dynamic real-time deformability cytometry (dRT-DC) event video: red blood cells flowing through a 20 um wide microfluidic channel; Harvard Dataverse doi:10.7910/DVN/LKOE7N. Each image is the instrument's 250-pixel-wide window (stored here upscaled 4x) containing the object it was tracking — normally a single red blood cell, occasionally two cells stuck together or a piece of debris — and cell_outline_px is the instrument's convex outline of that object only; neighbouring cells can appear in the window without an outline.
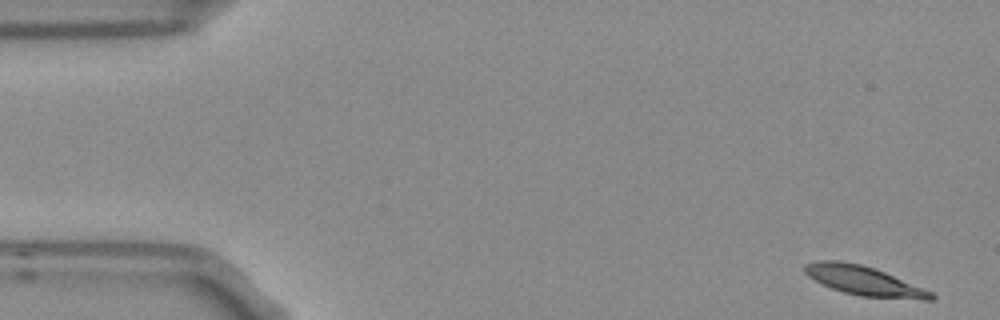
{"species": "Egyptian fruit bat (a non-hibernating species)", "species_latin": "Rousettus aegyptiacus", "temperature_condition": "room temperature", "stored_images_in_passage": 5, "segment_of_instrument_passage": [1, 2], "camera_frame_rate_fps": 3000, "um_per_image_px": 0.085, "frame": {"image": 1, "passage_image": 1, "time_ms": 0.0, "image_size_px": [1000, 320], "cell_outline_px": [[936, 296], [932, 300], [924, 300], [860, 296], [844, 292], [832, 288], [808, 276], [804, 272], [804, 264], [820, 260], [840, 260], [860, 264], [884, 272], [932, 292]], "centroid_in_image_um": [73.42, 23.86], "position_along_channel_um": 11.6, "area_um2": 21.21}}
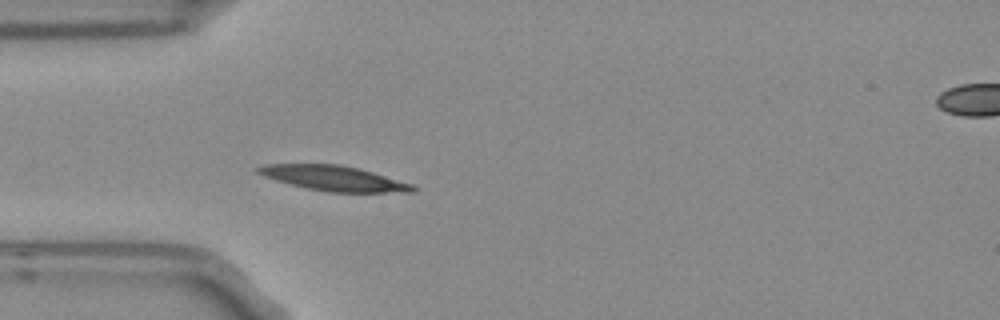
{"frame": {"image": 2, "passage_image": 4, "time_ms": 1.0, "image_size_px": [1000, 320], "cell_outline_px": [[416, 192], [328, 192], [308, 188], [276, 180], [264, 176], [256, 172], [252, 168], [264, 164], [340, 164], [360, 168], [412, 184], [416, 188]], "centroid_in_image_um": [28.36, 15.14], "position_along_channel_um": 56.6, "area_um2": 22.54}}